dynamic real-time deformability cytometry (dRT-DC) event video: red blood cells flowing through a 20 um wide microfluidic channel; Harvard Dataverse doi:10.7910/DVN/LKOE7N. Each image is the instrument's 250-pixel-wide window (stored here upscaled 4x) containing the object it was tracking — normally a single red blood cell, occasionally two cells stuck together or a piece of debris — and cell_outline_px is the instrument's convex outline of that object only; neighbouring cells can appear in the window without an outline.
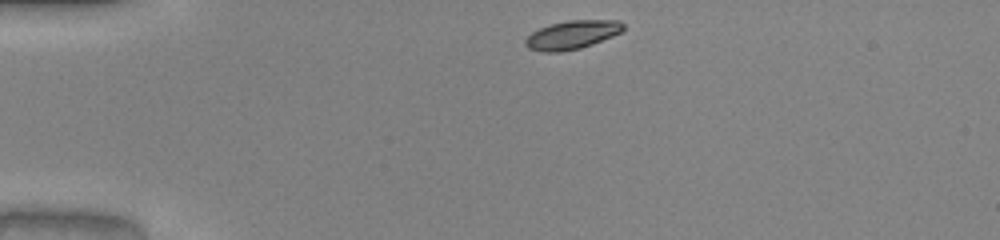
{"species": "common noctule bat (a hibernating species)", "species_latin": "Nyctalus noctula", "temperature_condition": "warm", "stored_images_in_passage": 34, "camera_frame_rate_fps": 3000, "um_per_image_px": 0.085, "animal": {"sex": "male", "body_mass_g": 20.0, "forearm_length_mm": 53.3}, "frame": {"image": 1, "passage_image": 1, "time_ms": 0.0, "image_size_px": [1000, 240], "cell_outline_px": [[624, 28], [620, 32], [612, 36], [592, 44], [580, 48], [560, 52], [544, 52], [528, 48], [524, 44], [524, 40], [532, 32], [540, 28], [552, 24], [568, 20], [620, 20], [624, 24]], "centroid_in_image_um": [48.62, 2.96], "position_along_channel_um": 36.4, "area_um2": 16.18}}
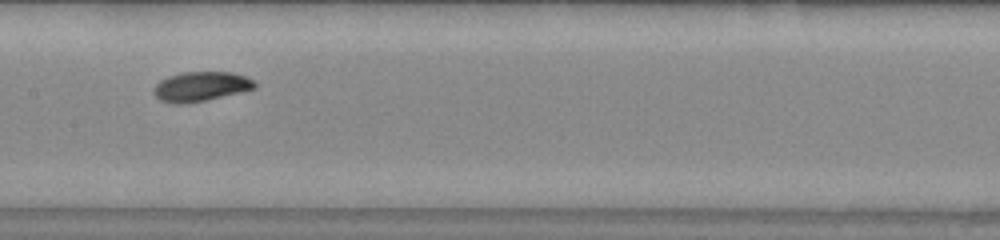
{"frame": {"image": 2, "passage_image": 16, "time_ms": 5.0, "image_size_px": [1000, 240], "cell_outline_px": [[256, 88], [204, 100], [180, 104], [176, 104], [160, 100], [152, 92], [156, 84], [160, 80], [168, 76], [184, 72], [232, 72], [244, 76], [252, 80], [256, 84]], "centroid_in_image_um": [17.03, 7.34], "position_along_channel_um": 190.4, "area_um2": 17.11}}
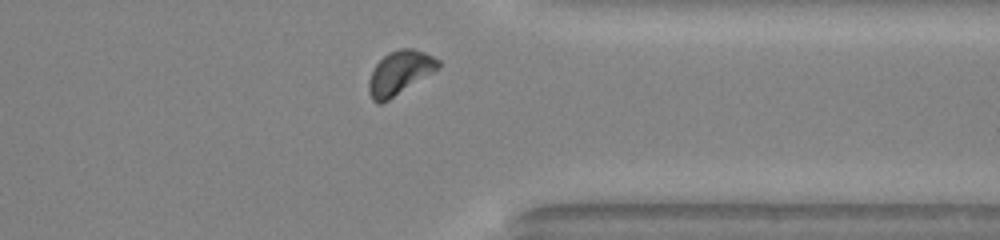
{"frame": {"image": 3, "passage_image": 30, "time_ms": 9.667, "image_size_px": [1000, 240], "cell_outline_px": [[440, 68], [388, 100], [380, 104], [376, 104], [372, 100], [368, 92], [368, 80], [376, 64], [388, 52], [400, 48], [412, 48], [424, 52], [440, 60]], "centroid_in_image_um": [33.96, 6.19], "position_along_channel_um": 377.4, "area_um2": 17.69}, "authors_computed_cell_mechanics": {"area_um2": 16.9065, "velocity_mm_per_s": 4.0757, "shape_relaxation_time_tau1_ms": 2.8011, "shape_relaxation_time_tau2_ms": 10.2876, "deformation_change_tau1": 0.127, "deformation_change_tau2": 0.1335}}